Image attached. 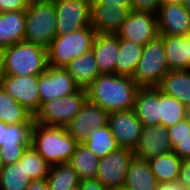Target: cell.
<instances>
[{"label":"cell","mask_w":190,"mask_h":190,"mask_svg":"<svg viewBox=\"0 0 190 190\" xmlns=\"http://www.w3.org/2000/svg\"><path fill=\"white\" fill-rule=\"evenodd\" d=\"M139 86L132 77L115 73L100 74L87 88V100L109 114L134 109Z\"/></svg>","instance_id":"6da1fadb"},{"label":"cell","mask_w":190,"mask_h":190,"mask_svg":"<svg viewBox=\"0 0 190 190\" xmlns=\"http://www.w3.org/2000/svg\"><path fill=\"white\" fill-rule=\"evenodd\" d=\"M31 145L50 165L68 163L78 142L66 127L43 126L34 123L31 130Z\"/></svg>","instance_id":"7a4b0ae2"},{"label":"cell","mask_w":190,"mask_h":190,"mask_svg":"<svg viewBox=\"0 0 190 190\" xmlns=\"http://www.w3.org/2000/svg\"><path fill=\"white\" fill-rule=\"evenodd\" d=\"M4 74L39 76L46 71L47 48L27 41L3 48Z\"/></svg>","instance_id":"3957f363"},{"label":"cell","mask_w":190,"mask_h":190,"mask_svg":"<svg viewBox=\"0 0 190 190\" xmlns=\"http://www.w3.org/2000/svg\"><path fill=\"white\" fill-rule=\"evenodd\" d=\"M96 31L92 25L75 32L56 35L47 47V64L65 68L73 59L92 49Z\"/></svg>","instance_id":"277c9868"},{"label":"cell","mask_w":190,"mask_h":190,"mask_svg":"<svg viewBox=\"0 0 190 190\" xmlns=\"http://www.w3.org/2000/svg\"><path fill=\"white\" fill-rule=\"evenodd\" d=\"M56 35L53 0H31L26 9L24 41L47 48Z\"/></svg>","instance_id":"5b68a950"},{"label":"cell","mask_w":190,"mask_h":190,"mask_svg":"<svg viewBox=\"0 0 190 190\" xmlns=\"http://www.w3.org/2000/svg\"><path fill=\"white\" fill-rule=\"evenodd\" d=\"M169 71L163 40L158 36L144 45L132 79L139 87H157Z\"/></svg>","instance_id":"8992f818"},{"label":"cell","mask_w":190,"mask_h":190,"mask_svg":"<svg viewBox=\"0 0 190 190\" xmlns=\"http://www.w3.org/2000/svg\"><path fill=\"white\" fill-rule=\"evenodd\" d=\"M86 100V89L79 88L71 95L46 101L35 113L34 123L51 127H67Z\"/></svg>","instance_id":"52a82bcc"},{"label":"cell","mask_w":190,"mask_h":190,"mask_svg":"<svg viewBox=\"0 0 190 190\" xmlns=\"http://www.w3.org/2000/svg\"><path fill=\"white\" fill-rule=\"evenodd\" d=\"M57 35L89 27L92 22L91 0H53Z\"/></svg>","instance_id":"ba28073f"},{"label":"cell","mask_w":190,"mask_h":190,"mask_svg":"<svg viewBox=\"0 0 190 190\" xmlns=\"http://www.w3.org/2000/svg\"><path fill=\"white\" fill-rule=\"evenodd\" d=\"M133 150L119 147L99 160L96 180L108 190H122L125 186Z\"/></svg>","instance_id":"9c48e42d"},{"label":"cell","mask_w":190,"mask_h":190,"mask_svg":"<svg viewBox=\"0 0 190 190\" xmlns=\"http://www.w3.org/2000/svg\"><path fill=\"white\" fill-rule=\"evenodd\" d=\"M116 35L144 46L159 36L156 15L129 10Z\"/></svg>","instance_id":"30bf717a"},{"label":"cell","mask_w":190,"mask_h":190,"mask_svg":"<svg viewBox=\"0 0 190 190\" xmlns=\"http://www.w3.org/2000/svg\"><path fill=\"white\" fill-rule=\"evenodd\" d=\"M79 87L65 68L47 66L38 76L40 105L46 101L60 99L76 92Z\"/></svg>","instance_id":"8fae6325"},{"label":"cell","mask_w":190,"mask_h":190,"mask_svg":"<svg viewBox=\"0 0 190 190\" xmlns=\"http://www.w3.org/2000/svg\"><path fill=\"white\" fill-rule=\"evenodd\" d=\"M0 86L33 115L39 110L38 76L4 74L0 78Z\"/></svg>","instance_id":"7c38bea8"},{"label":"cell","mask_w":190,"mask_h":190,"mask_svg":"<svg viewBox=\"0 0 190 190\" xmlns=\"http://www.w3.org/2000/svg\"><path fill=\"white\" fill-rule=\"evenodd\" d=\"M107 125L119 147L134 150L143 127L134 110L110 113Z\"/></svg>","instance_id":"4fadbf2b"},{"label":"cell","mask_w":190,"mask_h":190,"mask_svg":"<svg viewBox=\"0 0 190 190\" xmlns=\"http://www.w3.org/2000/svg\"><path fill=\"white\" fill-rule=\"evenodd\" d=\"M108 115L109 113L103 108L86 100L79 113L66 128L78 143H83L91 130L107 126Z\"/></svg>","instance_id":"5bb4252c"},{"label":"cell","mask_w":190,"mask_h":190,"mask_svg":"<svg viewBox=\"0 0 190 190\" xmlns=\"http://www.w3.org/2000/svg\"><path fill=\"white\" fill-rule=\"evenodd\" d=\"M173 152L170 145L168 129L163 125H147L142 127L140 139L133 150L137 158L148 160Z\"/></svg>","instance_id":"9a60e30c"},{"label":"cell","mask_w":190,"mask_h":190,"mask_svg":"<svg viewBox=\"0 0 190 190\" xmlns=\"http://www.w3.org/2000/svg\"><path fill=\"white\" fill-rule=\"evenodd\" d=\"M156 18L159 35H190V12L182 3L161 4Z\"/></svg>","instance_id":"2e32d148"},{"label":"cell","mask_w":190,"mask_h":190,"mask_svg":"<svg viewBox=\"0 0 190 190\" xmlns=\"http://www.w3.org/2000/svg\"><path fill=\"white\" fill-rule=\"evenodd\" d=\"M133 110L142 126L161 125L160 90L157 87H139Z\"/></svg>","instance_id":"e0dca14e"},{"label":"cell","mask_w":190,"mask_h":190,"mask_svg":"<svg viewBox=\"0 0 190 190\" xmlns=\"http://www.w3.org/2000/svg\"><path fill=\"white\" fill-rule=\"evenodd\" d=\"M91 50L101 74H116L119 51V37L116 34H96Z\"/></svg>","instance_id":"ac0fdd59"},{"label":"cell","mask_w":190,"mask_h":190,"mask_svg":"<svg viewBox=\"0 0 190 190\" xmlns=\"http://www.w3.org/2000/svg\"><path fill=\"white\" fill-rule=\"evenodd\" d=\"M129 10L123 6L92 5L91 25L96 34H116Z\"/></svg>","instance_id":"d6986e66"},{"label":"cell","mask_w":190,"mask_h":190,"mask_svg":"<svg viewBox=\"0 0 190 190\" xmlns=\"http://www.w3.org/2000/svg\"><path fill=\"white\" fill-rule=\"evenodd\" d=\"M163 40L169 70L190 69V37L159 35Z\"/></svg>","instance_id":"ffe728a7"},{"label":"cell","mask_w":190,"mask_h":190,"mask_svg":"<svg viewBox=\"0 0 190 190\" xmlns=\"http://www.w3.org/2000/svg\"><path fill=\"white\" fill-rule=\"evenodd\" d=\"M26 10L0 12V48L24 41Z\"/></svg>","instance_id":"44dd1931"},{"label":"cell","mask_w":190,"mask_h":190,"mask_svg":"<svg viewBox=\"0 0 190 190\" xmlns=\"http://www.w3.org/2000/svg\"><path fill=\"white\" fill-rule=\"evenodd\" d=\"M157 88L168 96L176 98L183 105L190 104V69L170 70Z\"/></svg>","instance_id":"7402d4cb"},{"label":"cell","mask_w":190,"mask_h":190,"mask_svg":"<svg viewBox=\"0 0 190 190\" xmlns=\"http://www.w3.org/2000/svg\"><path fill=\"white\" fill-rule=\"evenodd\" d=\"M158 182L147 160L133 156L128 167L125 186L122 190H156Z\"/></svg>","instance_id":"603a6c76"},{"label":"cell","mask_w":190,"mask_h":190,"mask_svg":"<svg viewBox=\"0 0 190 190\" xmlns=\"http://www.w3.org/2000/svg\"><path fill=\"white\" fill-rule=\"evenodd\" d=\"M65 69L73 78L74 83L83 89H86L101 74L92 50L73 59Z\"/></svg>","instance_id":"cb8c5ba5"},{"label":"cell","mask_w":190,"mask_h":190,"mask_svg":"<svg viewBox=\"0 0 190 190\" xmlns=\"http://www.w3.org/2000/svg\"><path fill=\"white\" fill-rule=\"evenodd\" d=\"M158 184L178 181L182 159L174 152L147 160Z\"/></svg>","instance_id":"d4e9b609"},{"label":"cell","mask_w":190,"mask_h":190,"mask_svg":"<svg viewBox=\"0 0 190 190\" xmlns=\"http://www.w3.org/2000/svg\"><path fill=\"white\" fill-rule=\"evenodd\" d=\"M0 120L7 125L34 123V115L0 86Z\"/></svg>","instance_id":"484cf974"},{"label":"cell","mask_w":190,"mask_h":190,"mask_svg":"<svg viewBox=\"0 0 190 190\" xmlns=\"http://www.w3.org/2000/svg\"><path fill=\"white\" fill-rule=\"evenodd\" d=\"M143 47L132 41L119 39L116 74L132 77L140 61Z\"/></svg>","instance_id":"4316f807"},{"label":"cell","mask_w":190,"mask_h":190,"mask_svg":"<svg viewBox=\"0 0 190 190\" xmlns=\"http://www.w3.org/2000/svg\"><path fill=\"white\" fill-rule=\"evenodd\" d=\"M99 158L83 143H78L70 161L68 162L78 173L80 180L95 179Z\"/></svg>","instance_id":"83f0119b"},{"label":"cell","mask_w":190,"mask_h":190,"mask_svg":"<svg viewBox=\"0 0 190 190\" xmlns=\"http://www.w3.org/2000/svg\"><path fill=\"white\" fill-rule=\"evenodd\" d=\"M46 180L49 190H77L81 181L69 163L51 166Z\"/></svg>","instance_id":"f1b7e54d"},{"label":"cell","mask_w":190,"mask_h":190,"mask_svg":"<svg viewBox=\"0 0 190 190\" xmlns=\"http://www.w3.org/2000/svg\"><path fill=\"white\" fill-rule=\"evenodd\" d=\"M31 181L24 168V160L0 166V190H26Z\"/></svg>","instance_id":"f546056e"},{"label":"cell","mask_w":190,"mask_h":190,"mask_svg":"<svg viewBox=\"0 0 190 190\" xmlns=\"http://www.w3.org/2000/svg\"><path fill=\"white\" fill-rule=\"evenodd\" d=\"M83 144L87 146L92 153L97 155L99 159L119 148L108 125L96 130H91L87 140L83 142Z\"/></svg>","instance_id":"4dcf8cb0"},{"label":"cell","mask_w":190,"mask_h":190,"mask_svg":"<svg viewBox=\"0 0 190 190\" xmlns=\"http://www.w3.org/2000/svg\"><path fill=\"white\" fill-rule=\"evenodd\" d=\"M34 123L7 125L0 120V147L31 145V130Z\"/></svg>","instance_id":"1f68e13d"},{"label":"cell","mask_w":190,"mask_h":190,"mask_svg":"<svg viewBox=\"0 0 190 190\" xmlns=\"http://www.w3.org/2000/svg\"><path fill=\"white\" fill-rule=\"evenodd\" d=\"M185 107L176 98L163 94L160 91L161 125L169 128L184 120Z\"/></svg>","instance_id":"d6a6232c"},{"label":"cell","mask_w":190,"mask_h":190,"mask_svg":"<svg viewBox=\"0 0 190 190\" xmlns=\"http://www.w3.org/2000/svg\"><path fill=\"white\" fill-rule=\"evenodd\" d=\"M19 160H24V168L32 180L47 178L51 166L37 153L32 145L28 146Z\"/></svg>","instance_id":"836d02e7"},{"label":"cell","mask_w":190,"mask_h":190,"mask_svg":"<svg viewBox=\"0 0 190 190\" xmlns=\"http://www.w3.org/2000/svg\"><path fill=\"white\" fill-rule=\"evenodd\" d=\"M30 145H10L0 147V166H7L18 162Z\"/></svg>","instance_id":"e575fe53"},{"label":"cell","mask_w":190,"mask_h":190,"mask_svg":"<svg viewBox=\"0 0 190 190\" xmlns=\"http://www.w3.org/2000/svg\"><path fill=\"white\" fill-rule=\"evenodd\" d=\"M161 4V0H133L131 10L157 15Z\"/></svg>","instance_id":"d590c367"},{"label":"cell","mask_w":190,"mask_h":190,"mask_svg":"<svg viewBox=\"0 0 190 190\" xmlns=\"http://www.w3.org/2000/svg\"><path fill=\"white\" fill-rule=\"evenodd\" d=\"M173 152L182 160L190 158V134L183 139H170Z\"/></svg>","instance_id":"8d00e7d4"},{"label":"cell","mask_w":190,"mask_h":190,"mask_svg":"<svg viewBox=\"0 0 190 190\" xmlns=\"http://www.w3.org/2000/svg\"><path fill=\"white\" fill-rule=\"evenodd\" d=\"M167 129L170 139H183L190 134V124L185 119Z\"/></svg>","instance_id":"74e56055"},{"label":"cell","mask_w":190,"mask_h":190,"mask_svg":"<svg viewBox=\"0 0 190 190\" xmlns=\"http://www.w3.org/2000/svg\"><path fill=\"white\" fill-rule=\"evenodd\" d=\"M31 0H0V12L26 10Z\"/></svg>","instance_id":"f35d334b"},{"label":"cell","mask_w":190,"mask_h":190,"mask_svg":"<svg viewBox=\"0 0 190 190\" xmlns=\"http://www.w3.org/2000/svg\"><path fill=\"white\" fill-rule=\"evenodd\" d=\"M178 183L183 185L185 188L190 187V158L182 160Z\"/></svg>","instance_id":"ab89813d"},{"label":"cell","mask_w":190,"mask_h":190,"mask_svg":"<svg viewBox=\"0 0 190 190\" xmlns=\"http://www.w3.org/2000/svg\"><path fill=\"white\" fill-rule=\"evenodd\" d=\"M77 190H108L96 179L81 180Z\"/></svg>","instance_id":"60d3db41"},{"label":"cell","mask_w":190,"mask_h":190,"mask_svg":"<svg viewBox=\"0 0 190 190\" xmlns=\"http://www.w3.org/2000/svg\"><path fill=\"white\" fill-rule=\"evenodd\" d=\"M133 0H91L92 5L123 6L131 10Z\"/></svg>","instance_id":"b9f144b4"},{"label":"cell","mask_w":190,"mask_h":190,"mask_svg":"<svg viewBox=\"0 0 190 190\" xmlns=\"http://www.w3.org/2000/svg\"><path fill=\"white\" fill-rule=\"evenodd\" d=\"M26 190H49L48 182L45 179L32 180Z\"/></svg>","instance_id":"7bdbcfd3"},{"label":"cell","mask_w":190,"mask_h":190,"mask_svg":"<svg viewBox=\"0 0 190 190\" xmlns=\"http://www.w3.org/2000/svg\"><path fill=\"white\" fill-rule=\"evenodd\" d=\"M156 190H186V188L179 184L178 181L160 183L157 185Z\"/></svg>","instance_id":"ee69618b"},{"label":"cell","mask_w":190,"mask_h":190,"mask_svg":"<svg viewBox=\"0 0 190 190\" xmlns=\"http://www.w3.org/2000/svg\"><path fill=\"white\" fill-rule=\"evenodd\" d=\"M4 75L3 49L0 48V78Z\"/></svg>","instance_id":"f6af8a7d"},{"label":"cell","mask_w":190,"mask_h":190,"mask_svg":"<svg viewBox=\"0 0 190 190\" xmlns=\"http://www.w3.org/2000/svg\"><path fill=\"white\" fill-rule=\"evenodd\" d=\"M184 119L190 124V104L185 107V116Z\"/></svg>","instance_id":"bcb514c9"},{"label":"cell","mask_w":190,"mask_h":190,"mask_svg":"<svg viewBox=\"0 0 190 190\" xmlns=\"http://www.w3.org/2000/svg\"><path fill=\"white\" fill-rule=\"evenodd\" d=\"M161 3H183V0H161Z\"/></svg>","instance_id":"7dc6e473"},{"label":"cell","mask_w":190,"mask_h":190,"mask_svg":"<svg viewBox=\"0 0 190 190\" xmlns=\"http://www.w3.org/2000/svg\"><path fill=\"white\" fill-rule=\"evenodd\" d=\"M182 4L190 12V0H183Z\"/></svg>","instance_id":"c3c4849f"}]
</instances>
